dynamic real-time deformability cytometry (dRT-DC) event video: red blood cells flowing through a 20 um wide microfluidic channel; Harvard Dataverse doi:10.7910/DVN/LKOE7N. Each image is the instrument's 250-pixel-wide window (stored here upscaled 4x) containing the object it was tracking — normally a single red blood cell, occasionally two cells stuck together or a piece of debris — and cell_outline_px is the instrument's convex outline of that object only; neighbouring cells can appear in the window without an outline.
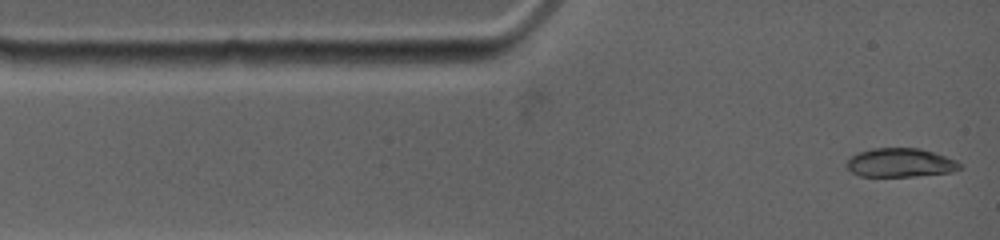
{"species": "common noctule bat (a hibernating species)", "species_latin": "Nyctalus noctula", "temperature_condition": "warm", "stored_images_in_passage": 50, "camera_frame_rate_fps": 4500, "um_per_image_px": 0.085, "animal": {"sex": "female", "body_mass_g": 19.0, "forearm_length_mm": 53.3}, "frame": {"image": 1, "passage_image": 1, "time_ms": 0.0, "image_size_px": [1000, 240], "cell_outline_px": [[964, 168], [952, 172], [916, 176], [860, 176], [852, 172], [844, 164], [852, 156], [860, 152], [872, 148], [920, 148], [956, 160], [964, 164]], "centroid_in_image_um": [76.57, 13.83], "position_along_channel_um": 8.4, "area_um2": 19.07}}
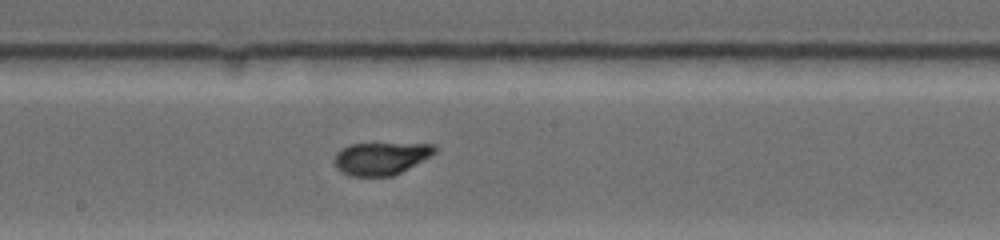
{"frame": {"image": 2, "passage_image": 19, "time_ms": 6.444, "image_size_px": [1000, 240], "cell_outline_px": [[440, 148], [436, 152], [408, 168], [392, 176], [348, 176], [336, 168], [332, 160], [336, 152], [340, 148], [348, 144], [436, 144]], "centroid_in_image_um": [32.33, 13.46], "position_along_channel_um": 215.9, "area_um2": 19.13}}
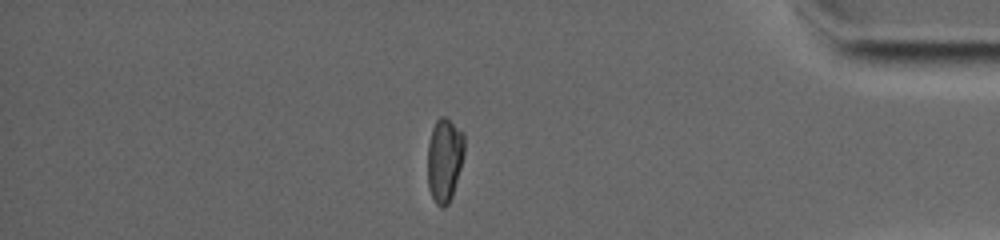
{"frame": {"image": 3, "passage_image": 36, "time_ms": 12.222, "image_size_px": [1000, 240], "cell_outline_px": [[464, 156], [452, 196], [448, 204], [444, 208], [440, 208], [436, 204], [428, 188], [428, 144], [432, 128], [436, 120], [440, 116], [444, 116], [464, 132]], "centroid_in_image_um": [37.78, 13.58], "position_along_channel_um": 397.4, "area_um2": 18.09}, "authors_computed_cell_mechanics": {"area_um2": 18.9006, "velocity_mm_per_s": 3.7951, "shape_relaxation_time_tau1_ms": null, "shape_relaxation_time_tau2_ms": 1.4302, "deformation_change_tau1": null, "deformation_change_tau2": 0.0709}}